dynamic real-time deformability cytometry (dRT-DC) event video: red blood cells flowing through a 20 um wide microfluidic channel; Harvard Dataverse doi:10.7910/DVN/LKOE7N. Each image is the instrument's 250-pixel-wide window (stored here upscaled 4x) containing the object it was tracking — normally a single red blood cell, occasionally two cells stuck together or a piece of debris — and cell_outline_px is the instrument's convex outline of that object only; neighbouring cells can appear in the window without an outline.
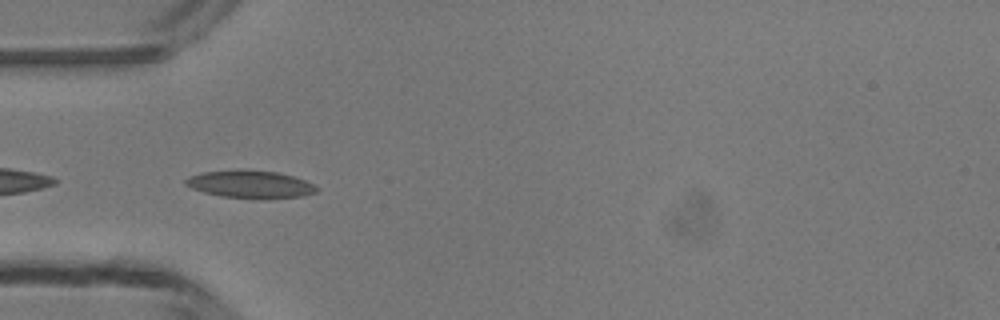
{"species": "common noctule bat (a hibernating species)", "species_latin": "Nyctalus noctula", "temperature_condition": "room temperature", "stored_images_in_passage": 37, "camera_frame_rate_fps": 3000, "um_per_image_px": 0.085, "animal": {"sex": "male", "body_mass_g": 13.3}, "frame": {"image": 1, "passage_image": 9, "time_ms": 2.667, "image_size_px": [1000, 320], "cell_outline_px": [[320, 188], [316, 192], [300, 196], [220, 196], [204, 192], [192, 188], [184, 184], [184, 180], [188, 176], [204, 172], [276, 172], [292, 176], [304, 180]], "centroid_in_image_um": [21.24, 15.66], "position_along_channel_um": 63.8, "area_um2": 19.31}}
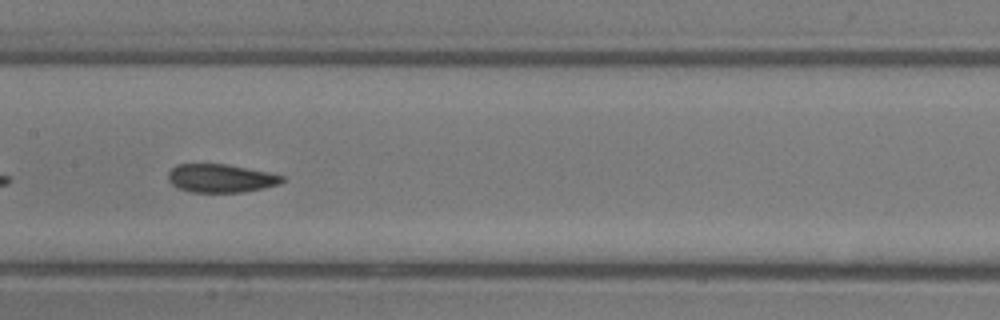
{"frame": {"image": 2, "passage_image": 18, "time_ms": 5.667, "image_size_px": [1000, 320], "cell_outline_px": [[284, 180], [280, 184], [264, 188], [244, 192], [192, 192], [180, 188], [172, 184], [168, 180], [168, 172], [176, 164], [224, 164], [268, 172], [284, 176]], "centroid_in_image_um": [18.77, 15.15], "position_along_channel_um": 188.6, "area_um2": 18.73}}
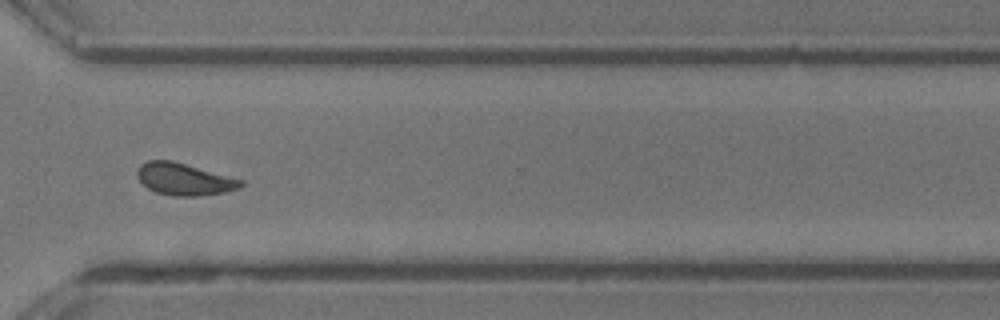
{"frame": {"image": 3, "passage_image": 30, "time_ms": 9.667, "image_size_px": [1000, 320], "cell_outline_px": [[244, 184], [240, 188], [224, 192], [200, 196], [172, 196], [156, 192], [148, 188], [136, 176], [136, 172], [140, 164], [148, 160], [172, 160], [244, 180]], "centroid_in_image_um": [15.66, 15.23], "position_along_channel_um": 354.9, "area_um2": 19.42}, "authors_computed_cell_mechanics": {"area_um2": 19.3052, "velocity_mm_per_s": 4.1676, "shape_relaxation_time_tau1_ms": 2.4443, "shape_relaxation_time_tau2_ms": 1.2677, "deformation_change_tau1": 0.1108, "deformation_change_tau2": 0.083}}